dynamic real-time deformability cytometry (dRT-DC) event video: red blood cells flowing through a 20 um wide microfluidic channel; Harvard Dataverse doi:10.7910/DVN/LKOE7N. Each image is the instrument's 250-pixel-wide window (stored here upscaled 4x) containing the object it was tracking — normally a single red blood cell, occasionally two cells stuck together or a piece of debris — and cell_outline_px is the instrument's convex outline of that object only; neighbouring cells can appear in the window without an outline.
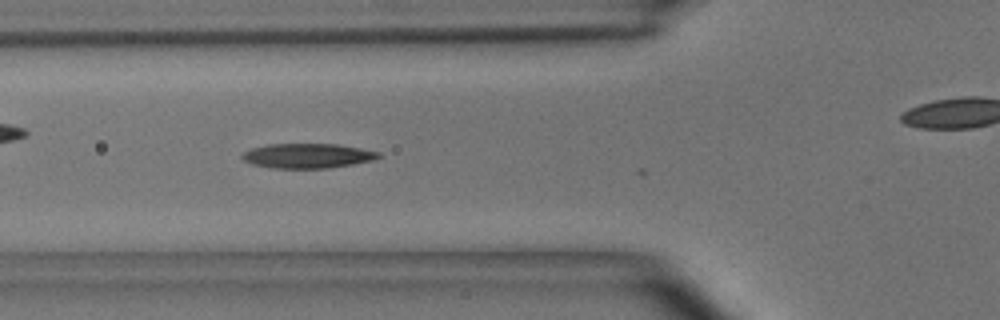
{"species": "common noctule bat (a hibernating species)", "species_latin": "Nyctalus noctula", "temperature_condition": "room temperature", "stored_images_in_passage": 9, "camera_frame_rate_fps": 3000, "um_per_image_px": 0.085, "animal": {"sex": "male", "body_mass_g": 15.6}, "frame": {"image": 1, "passage_image": 3, "time_ms": 0.667, "image_size_px": [1000, 320], "cell_outline_px": [[380, 156], [372, 160], [352, 164], [324, 168], [272, 168], [252, 164], [244, 160], [240, 156], [244, 152], [252, 148], [268, 144], [336, 144], [360, 148], [380, 152]], "centroid_in_image_um": [26.11, 13.24], "position_along_channel_um": 99.7, "area_um2": 19.42}}